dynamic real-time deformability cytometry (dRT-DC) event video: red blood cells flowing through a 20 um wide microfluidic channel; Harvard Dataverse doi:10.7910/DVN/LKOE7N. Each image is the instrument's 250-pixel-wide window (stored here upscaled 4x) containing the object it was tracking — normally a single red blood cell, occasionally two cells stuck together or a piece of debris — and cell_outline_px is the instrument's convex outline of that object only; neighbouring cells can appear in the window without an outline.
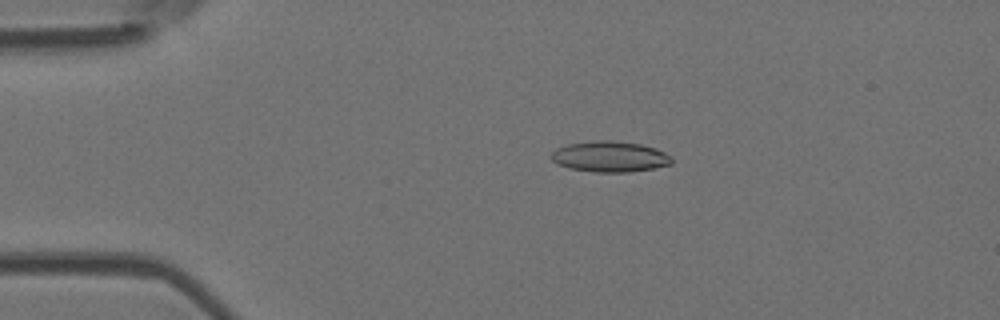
{"species": "Egyptian fruit bat (a non-hibernating species)", "species_latin": "Rousettus aegyptiacus", "temperature_condition": "room temperature", "stored_images_in_passage": 42, "camera_frame_rate_fps": 3000, "um_per_image_px": 0.085, "animal": {"sex": "female"}, "frame": {"image": 1, "passage_image": 1, "time_ms": 0.0, "image_size_px": [1000, 320], "cell_outline_px": [[672, 164], [652, 168], [628, 172], [596, 172], [568, 168], [556, 164], [548, 156], [556, 148], [568, 144], [596, 140], [612, 140], [640, 144], [656, 148], [672, 156]], "centroid_in_image_um": [51.81, 13.31], "position_along_channel_um": 33.2, "area_um2": 21.73}}
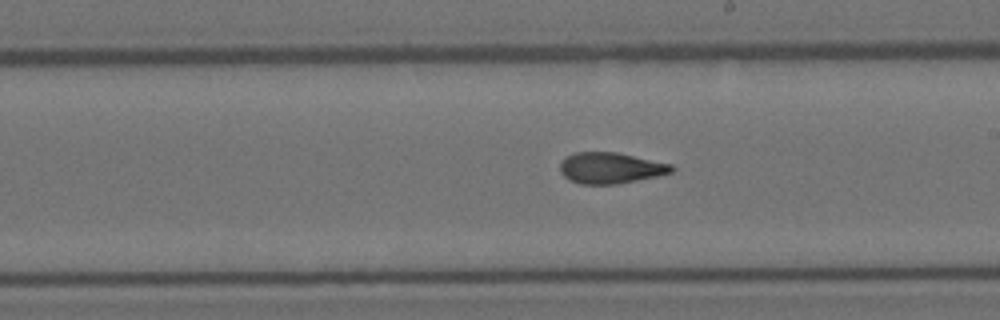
{"frame": {"image": 2, "passage_image": 20, "time_ms": 6.333, "image_size_px": [1000, 320], "cell_outline_px": [[676, 168], [672, 172], [656, 176], [616, 184], [580, 184], [568, 180], [560, 172], [560, 160], [576, 152], [616, 152], [672, 164]], "centroid_in_image_um": [51.87, 14.28], "position_along_channel_um": 237.1, "area_um2": 20.17}}
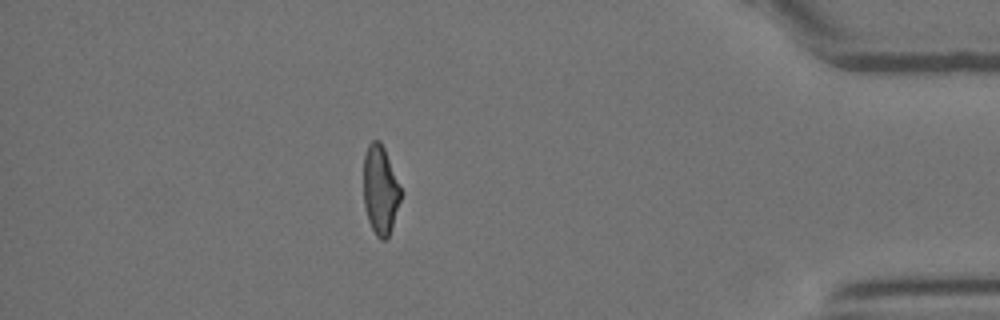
{"frame": {"image": 3, "passage_image": 36, "time_ms": 11.667, "image_size_px": [1000, 320], "cell_outline_px": [[400, 200], [388, 236], [384, 240], [380, 240], [376, 236], [368, 220], [364, 204], [364, 156], [368, 144], [372, 140], [380, 140], [384, 148], [400, 188]], "centroid_in_image_um": [32.3, 16.13], "position_along_channel_um": 402.9, "area_um2": 18.79}, "authors_computed_cell_mechanics": {"area_um2": 20.3745, "velocity_mm_per_s": 3.9152, "shape_relaxation_time_tau1_ms": 10.4752, "shape_relaxation_time_tau2_ms": 2.2267, "deformation_change_tau1": 0.2548, "deformation_change_tau2": 0.0938}}